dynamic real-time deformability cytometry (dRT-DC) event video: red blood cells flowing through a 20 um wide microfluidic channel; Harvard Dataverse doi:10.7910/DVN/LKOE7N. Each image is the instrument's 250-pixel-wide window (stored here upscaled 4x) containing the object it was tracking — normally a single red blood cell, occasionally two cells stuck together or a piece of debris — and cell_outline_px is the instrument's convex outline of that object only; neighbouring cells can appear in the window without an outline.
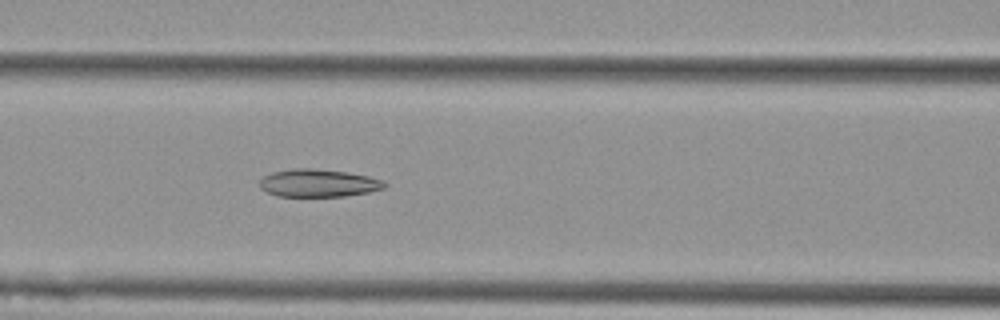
{"species": "Egyptian fruit bat (a non-hibernating species)", "species_latin": "Rousettus aegyptiacus", "temperature_condition": "cold", "stored_images_in_passage": 46, "camera_frame_rate_fps": 3000, "um_per_image_px": 0.085, "animal": {"sex": "female"}, "frame": {"image": 1, "passage_image": 15, "time_ms": 4.667, "image_size_px": [1000, 320], "cell_outline_px": [[388, 184], [384, 188], [368, 192], [344, 196], [276, 196], [260, 188], [260, 180], [264, 176], [272, 172], [292, 168], [312, 168], [344, 172], [368, 176], [384, 180]], "centroid_in_image_um": [27.06, 15.56], "position_along_channel_um": 139.5, "area_um2": 20.11}}
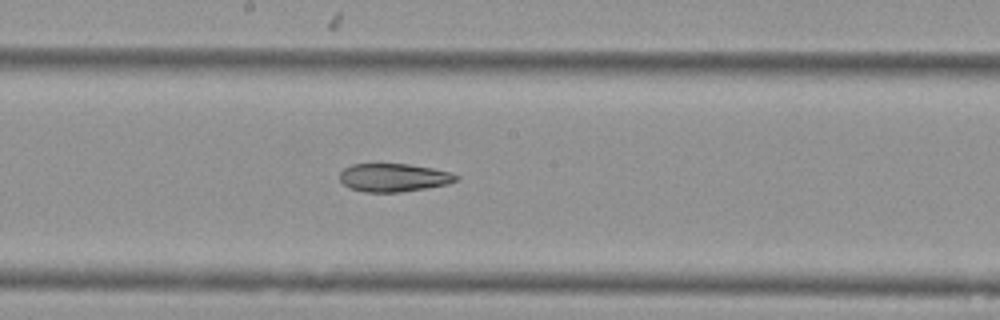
{"frame": {"image": 2, "passage_image": 21, "time_ms": 6.667, "image_size_px": [1000, 320], "cell_outline_px": [[460, 180], [448, 184], [400, 192], [364, 192], [348, 188], [340, 180], [340, 172], [344, 168], [352, 164], [408, 164], [432, 168], [448, 172], [460, 176]], "centroid_in_image_um": [33.46, 15.1], "position_along_channel_um": 214.7, "area_um2": 19.13}}
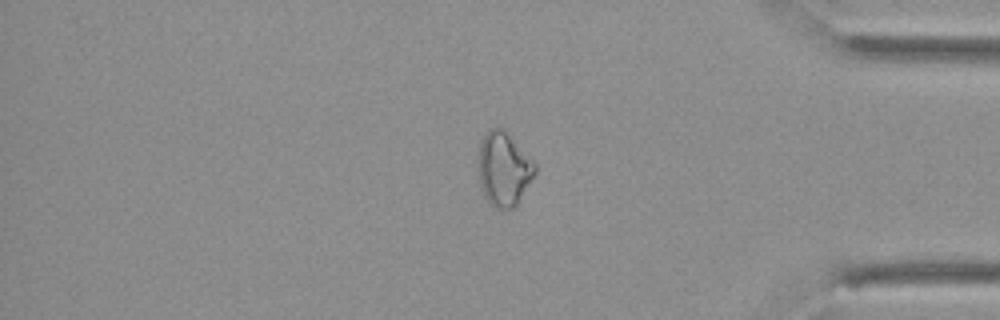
{"frame": {"image": 3, "passage_image": 37, "time_ms": 12.0, "image_size_px": [1000, 320], "cell_outline_px": [[536, 172], [516, 204], [512, 208], [496, 208], [488, 204], [484, 196], [480, 184], [476, 164], [480, 140], [488, 128], [504, 128], [508, 132], [536, 164]], "centroid_in_image_um": [42.76, 14.32], "position_along_channel_um": 392.4, "area_um2": 24.74}}